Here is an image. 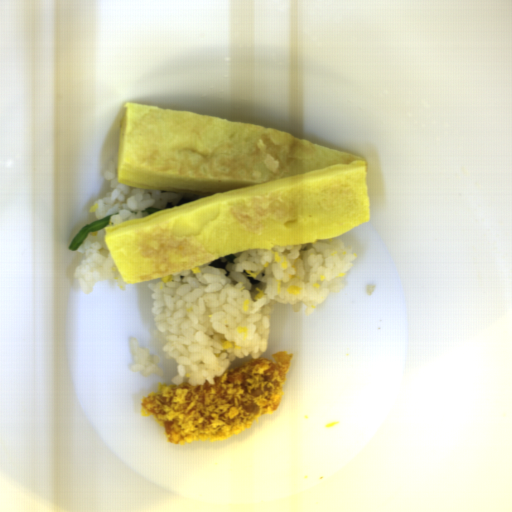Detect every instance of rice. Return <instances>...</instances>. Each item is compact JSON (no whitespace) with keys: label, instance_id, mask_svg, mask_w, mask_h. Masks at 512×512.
Masks as SVG:
<instances>
[{"label":"rice","instance_id":"1","mask_svg":"<svg viewBox=\"0 0 512 512\" xmlns=\"http://www.w3.org/2000/svg\"><path fill=\"white\" fill-rule=\"evenodd\" d=\"M232 254L228 276L209 260L147 285L153 337L176 362V386L213 385L234 359H258L267 351L273 305L311 314L344 289L357 255L336 236Z\"/></svg>","mask_w":512,"mask_h":512},{"label":"rice","instance_id":"2","mask_svg":"<svg viewBox=\"0 0 512 512\" xmlns=\"http://www.w3.org/2000/svg\"><path fill=\"white\" fill-rule=\"evenodd\" d=\"M103 178L109 180L112 189L93 203L89 213L95 214L98 221L110 216L109 222L97 232H88L76 249L84 258L72 273L86 294L93 291L95 281H114L120 291H125L128 284L105 243L107 228L149 215L143 212L147 208H160L162 211L205 196L119 183V155L110 161Z\"/></svg>","mask_w":512,"mask_h":512},{"label":"rice","instance_id":"3","mask_svg":"<svg viewBox=\"0 0 512 512\" xmlns=\"http://www.w3.org/2000/svg\"><path fill=\"white\" fill-rule=\"evenodd\" d=\"M130 350L133 357V364L130 368L132 373L140 372L142 377L157 376L163 378L165 376L164 369L159 367L161 359L156 354H151V350L141 348L137 338L131 337L129 342Z\"/></svg>","mask_w":512,"mask_h":512}]
</instances>
